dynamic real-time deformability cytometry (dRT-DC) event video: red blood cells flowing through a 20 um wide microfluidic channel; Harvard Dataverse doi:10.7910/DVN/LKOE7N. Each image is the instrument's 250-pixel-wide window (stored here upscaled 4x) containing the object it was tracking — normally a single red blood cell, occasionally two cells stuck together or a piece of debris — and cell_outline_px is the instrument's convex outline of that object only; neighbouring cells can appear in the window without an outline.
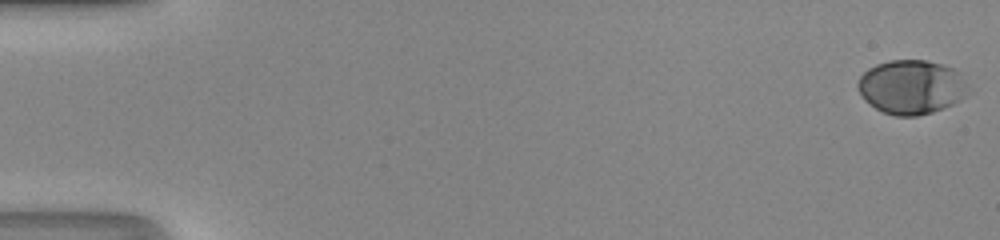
{"species": "human", "species_latin": "Homo sapiens", "temperature_condition": "room temperature", "stored_images_in_passage": 51, "camera_frame_rate_fps": 3000, "um_per_image_px": 0.085, "donor": {"sex": "male"}, "frame": {"image": 1, "passage_image": 1, "time_ms": 0.0, "image_size_px": [1000, 240], "cell_outline_px": [[968, 88], [964, 96], [960, 100], [944, 108], [932, 112], [916, 116], [896, 116], [884, 112], [876, 108], [856, 88], [856, 84], [860, 76], [868, 68], [876, 64], [888, 60], [928, 60], [944, 64], [960, 72], [968, 84]], "centroid_in_image_um": [77.49, 7.37], "position_along_channel_um": 7.5, "area_um2": 34.85}}
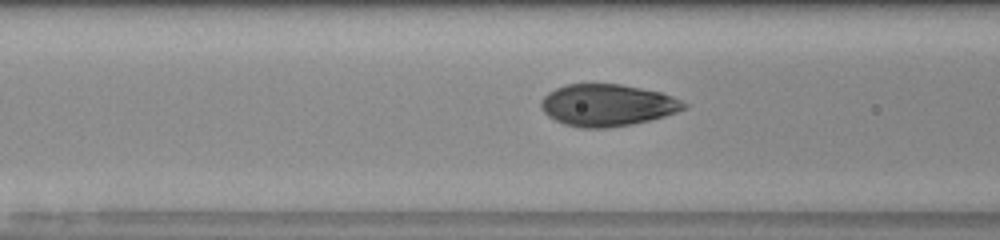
{"frame": {"image": 2, "passage_image": 22, "time_ms": 7.0, "image_size_px": [1000, 240], "cell_outline_px": [[688, 108], [664, 116], [632, 124], [608, 128], [580, 128], [564, 124], [548, 116], [540, 108], [540, 100], [548, 92], [556, 88], [568, 84], [620, 84], [660, 92], [672, 96], [688, 104]], "centroid_in_image_um": [51.6, 8.94], "position_along_channel_um": 115.0, "area_um2": 34.91}}
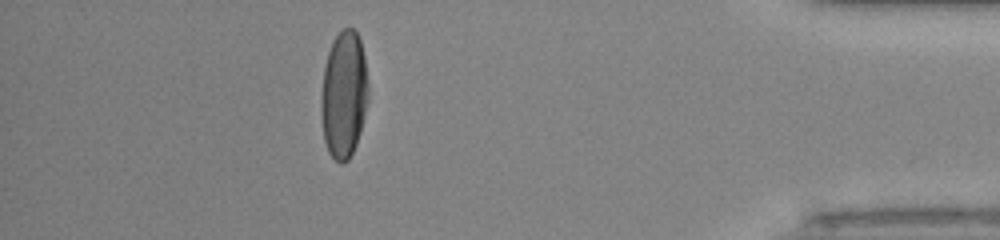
{"frame": {"image": 3, "passage_image": 46, "time_ms": 15.0, "image_size_px": [1000, 240], "cell_outline_px": [[368, 100], [360, 132], [356, 144], [348, 160], [340, 164], [328, 152], [324, 140], [320, 112], [324, 68], [328, 52], [332, 40], [344, 28], [352, 28], [356, 32], [360, 40], [364, 56], [368, 84]], "centroid_in_image_um": [29.22, 8.05], "position_along_channel_um": 406.0, "area_um2": 34.85}, "authors_computed_cell_mechanics": {"area_um2": 35.0846, "velocity_mm_per_s": 4.206, "shape_relaxation_time_tau1_ms": 3.4064, "shape_relaxation_time_tau2_ms": null, "deformation_change_tau1": 0.1829, "deformation_change_tau2": null}}